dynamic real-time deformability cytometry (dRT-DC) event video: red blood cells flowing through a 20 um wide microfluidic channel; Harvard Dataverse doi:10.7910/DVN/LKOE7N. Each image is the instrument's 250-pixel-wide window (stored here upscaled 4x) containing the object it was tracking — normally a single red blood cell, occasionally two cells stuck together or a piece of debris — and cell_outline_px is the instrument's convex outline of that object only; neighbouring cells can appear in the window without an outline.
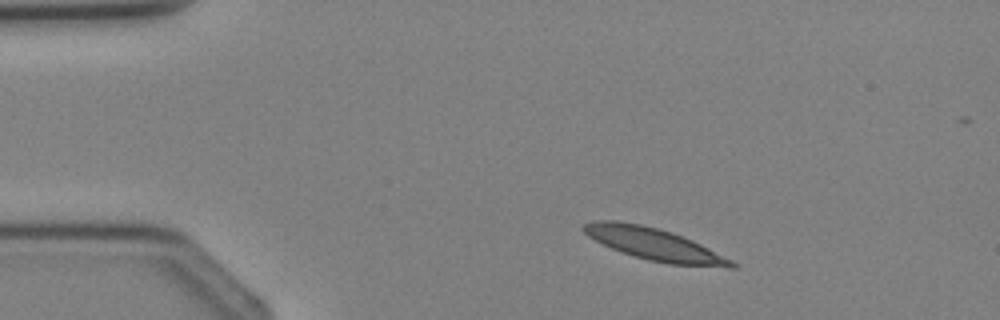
{"species": "Egyptian fruit bat (a non-hibernating species)", "species_latin": "Rousettus aegyptiacus", "temperature_condition": "cold", "stored_images_in_passage": 2, "camera_frame_rate_fps": 3000, "um_per_image_px": 0.085, "animal": {"sex": "female"}, "frame": {"image": 1, "passage_image": 1, "time_ms": 0.0, "image_size_px": [1000, 320], "cell_outline_px": [[736, 268], [728, 268], [668, 264], [648, 260], [612, 248], [588, 236], [580, 228], [584, 224], [596, 220], [616, 220], [640, 224], [672, 232], [692, 240], [732, 260], [736, 264]], "centroid_in_image_um": [55.63, 20.76], "position_along_channel_um": 29.4, "area_um2": 27.4}}